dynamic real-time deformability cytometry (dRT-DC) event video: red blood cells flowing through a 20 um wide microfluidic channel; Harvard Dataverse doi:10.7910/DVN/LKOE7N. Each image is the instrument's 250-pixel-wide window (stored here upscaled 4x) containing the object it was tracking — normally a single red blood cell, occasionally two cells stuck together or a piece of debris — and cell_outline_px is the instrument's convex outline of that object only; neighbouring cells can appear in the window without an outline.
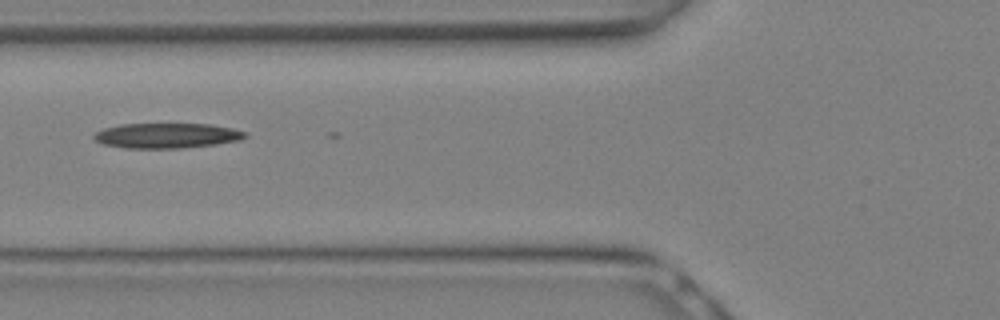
{"species": "Egyptian fruit bat (a non-hibernating species)", "species_latin": "Rousettus aegyptiacus", "temperature_condition": "warm", "stored_images_in_passage": 11, "camera_frame_rate_fps": 3000, "um_per_image_px": 0.085, "animal": {"sex": "female"}, "frame": {"image": 1, "passage_image": 6, "time_ms": 1.667, "image_size_px": [1000, 320], "cell_outline_px": [[248, 136], [240, 140], [216, 144], [180, 148], [124, 148], [104, 144], [96, 140], [92, 136], [96, 132], [104, 128], [120, 124], [212, 124], [232, 128], [244, 132]], "centroid_in_image_um": [14.17, 11.52], "position_along_channel_um": 111.6, "area_um2": 22.02}}
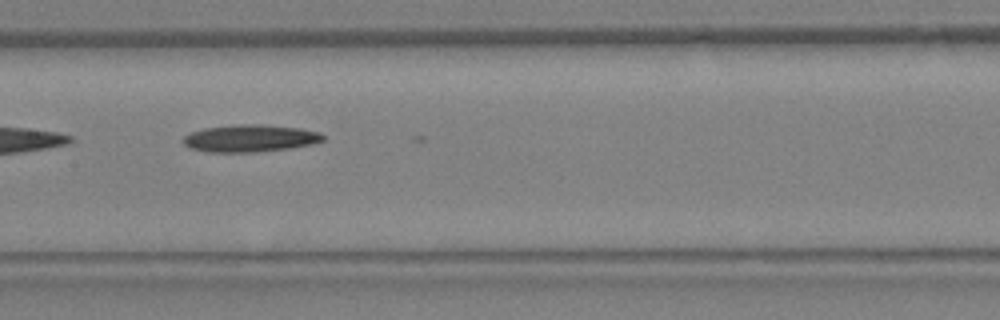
{"frame": {"image": 2, "passage_image": 9, "time_ms": 2.667, "image_size_px": [1000, 320], "cell_outline_px": [[324, 140], [312, 144], [288, 148], [252, 152], [208, 152], [188, 148], [180, 140], [184, 136], [192, 132], [204, 128], [236, 124], [264, 124], [300, 128], [320, 132], [324, 136]], "centroid_in_image_um": [21.22, 11.75], "position_along_channel_um": 186.2, "area_um2": 22.31}}